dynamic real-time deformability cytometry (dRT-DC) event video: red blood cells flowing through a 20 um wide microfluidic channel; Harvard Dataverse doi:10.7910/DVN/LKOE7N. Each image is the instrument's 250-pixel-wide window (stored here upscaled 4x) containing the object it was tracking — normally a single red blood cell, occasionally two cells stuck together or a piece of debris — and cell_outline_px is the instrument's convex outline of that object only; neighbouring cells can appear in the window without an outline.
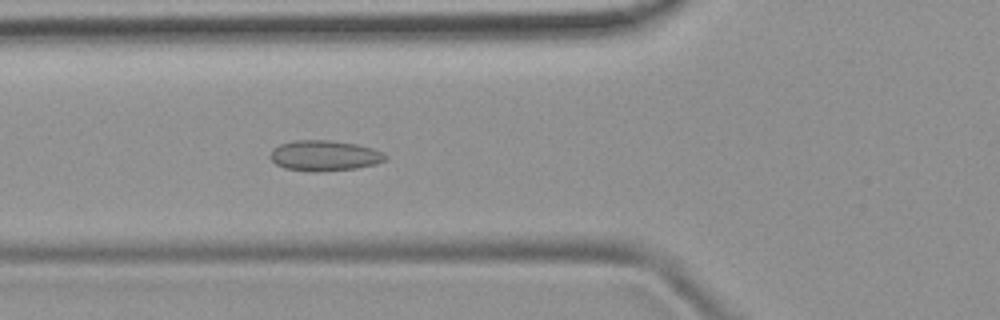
{"species": "common noctule bat (a hibernating species)", "species_latin": "Nyctalus noctula", "temperature_condition": "room temperature", "stored_images_in_passage": 50, "camera_frame_rate_fps": 3000, "um_per_image_px": 0.085, "animal": {"sex": "female", "body_mass_g": 19.9}, "frame": {"image": 1, "passage_image": 18, "time_ms": 5.667, "image_size_px": [1000, 320], "cell_outline_px": [[388, 160], [376, 164], [356, 168], [320, 172], [308, 172], [284, 168], [276, 164], [268, 156], [272, 148], [280, 144], [296, 140], [328, 140], [356, 144], [372, 148], [384, 152], [388, 156]], "centroid_in_image_um": [27.58, 13.24], "position_along_channel_um": 98.2, "area_um2": 20.81}}
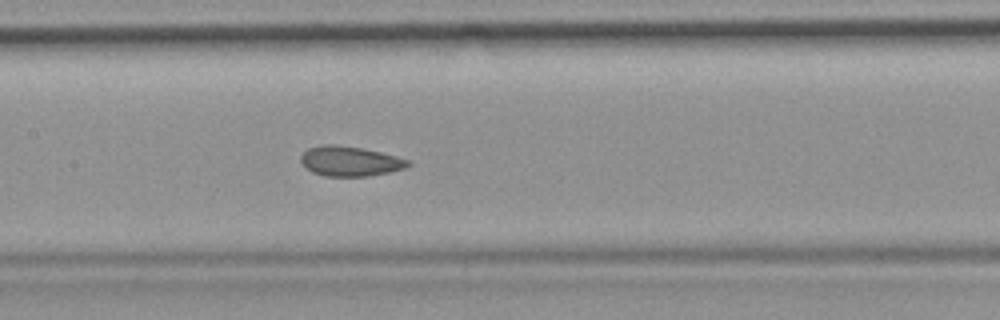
{"frame": {"image": 2, "passage_image": 24, "time_ms": 7.667, "image_size_px": [1000, 320], "cell_outline_px": [[412, 164], [404, 168], [388, 172], [368, 176], [324, 176], [312, 172], [304, 168], [300, 160], [300, 156], [308, 148], [324, 144], [332, 144], [360, 148], [380, 152], [396, 156], [408, 160]], "centroid_in_image_um": [29.7, 13.71], "position_along_channel_um": 177.7, "area_um2": 18.61}}
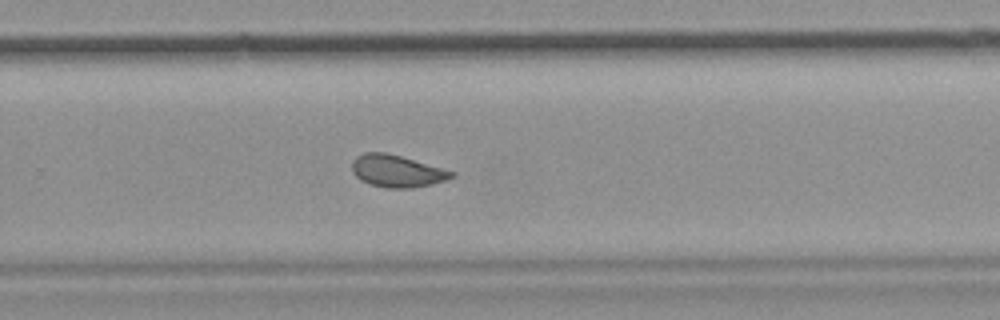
{"frame": {"image": 3, "passage_image": 33, "time_ms": 10.667, "image_size_px": [1000, 320], "cell_outline_px": [[456, 176], [432, 184], [412, 188], [384, 188], [360, 180], [352, 172], [352, 160], [356, 156], [364, 152], [384, 152], [400, 156], [456, 172]], "centroid_in_image_um": [33.72, 14.54], "position_along_channel_um": 296.1, "area_um2": 18.61}, "authors_computed_cell_mechanics": {"area_um2": 19.1896, "velocity_mm_per_s": 3.9662, "shape_relaxation_time_tau1_ms": null, "shape_relaxation_time_tau2_ms": 1.489, "deformation_change_tau1": null, "deformation_change_tau2": 0.0677}}